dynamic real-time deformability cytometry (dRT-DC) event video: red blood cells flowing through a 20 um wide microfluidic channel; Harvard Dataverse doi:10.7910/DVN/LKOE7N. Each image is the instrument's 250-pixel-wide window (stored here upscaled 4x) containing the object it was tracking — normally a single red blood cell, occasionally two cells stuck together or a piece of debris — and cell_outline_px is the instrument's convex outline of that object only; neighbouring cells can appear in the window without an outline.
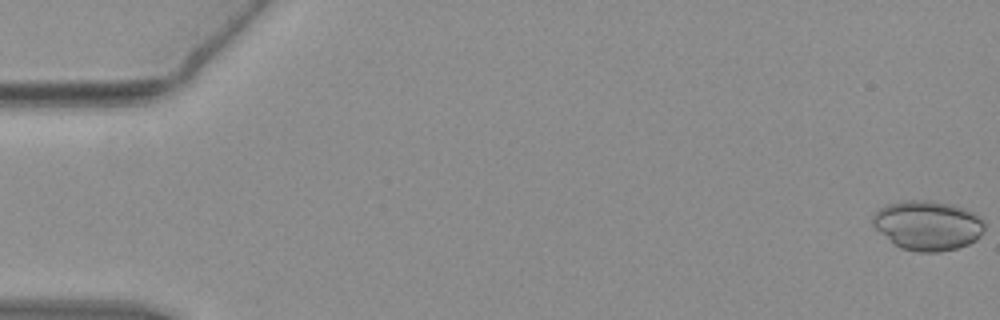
{"species": "common noctule bat (a hibernating species)", "species_latin": "Nyctalus noctula", "temperature_condition": "warm", "stored_images_in_passage": 49, "camera_frame_rate_fps": 3000, "um_per_image_px": 0.085, "animal": {"sex": "female", "body_mass_g": 19.3, "forearm_length_mm": 54.1}, "frame": {"image": 1, "passage_image": 1, "time_ms": 0.0, "image_size_px": [1000, 320], "cell_outline_px": [[984, 228], [980, 236], [976, 240], [968, 244], [956, 248], [940, 252], [916, 252], [900, 248], [892, 244], [872, 224], [872, 216], [880, 208], [888, 204], [900, 200], [932, 200], [964, 208], [980, 216], [984, 220]], "centroid_in_image_um": [78.84, 19.16], "position_along_channel_um": 6.2, "area_um2": 32.54}}
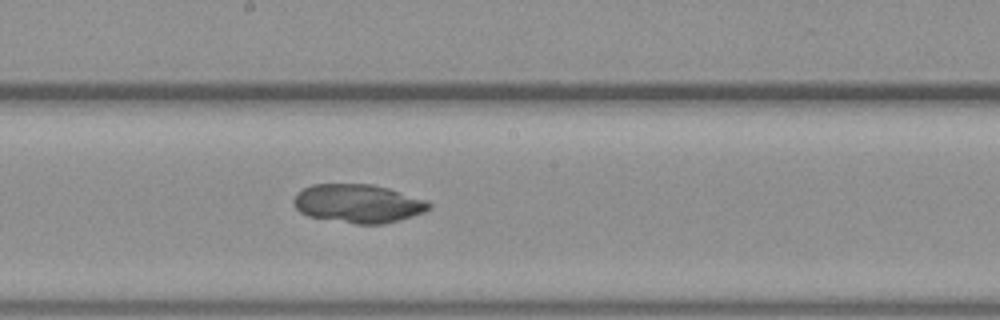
{"frame": {"image": 2, "passage_image": 30, "time_ms": 9.667, "image_size_px": [1000, 320], "cell_outline_px": [[432, 208], [424, 212], [400, 220], [384, 224], [356, 224], [308, 216], [300, 212], [292, 204], [292, 200], [296, 192], [312, 184], [372, 184], [388, 188], [424, 200], [432, 204]], "centroid_in_image_um": [30.4, 17.3], "position_along_channel_um": 217.8, "area_um2": 30.46}}
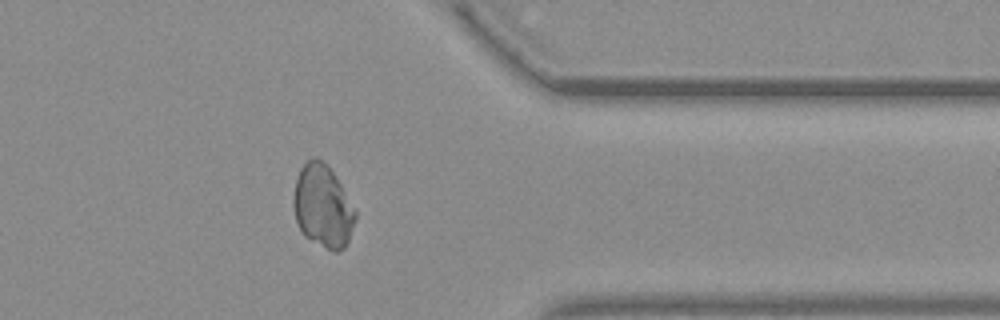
{"frame": {"image": 3, "passage_image": 44, "time_ms": 14.333, "image_size_px": [1000, 320], "cell_outline_px": [[356, 220], [348, 240], [344, 248], [336, 252], [332, 252], [304, 236], [296, 220], [292, 204], [292, 200], [296, 180], [300, 168], [312, 156], [316, 156], [328, 164], [340, 184], [356, 212]], "centroid_in_image_um": [27.42, 17.52], "position_along_channel_um": 384.0, "area_um2": 29.82}}